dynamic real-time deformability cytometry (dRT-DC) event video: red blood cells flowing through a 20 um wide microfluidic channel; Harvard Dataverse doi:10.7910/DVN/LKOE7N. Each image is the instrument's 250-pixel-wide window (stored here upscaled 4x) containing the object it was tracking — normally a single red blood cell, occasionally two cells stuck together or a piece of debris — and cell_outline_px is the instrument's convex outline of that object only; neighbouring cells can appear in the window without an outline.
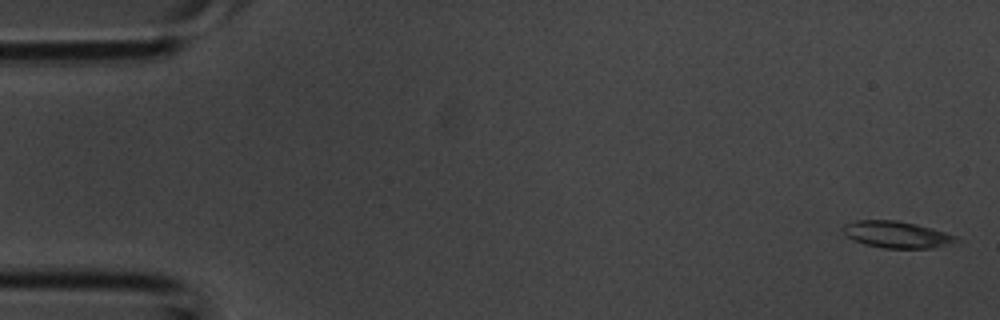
{"species": "common noctule bat (a hibernating species)", "species_latin": "Nyctalus noctula", "temperature_condition": "room temperature", "stored_images_in_passage": 5, "camera_frame_rate_fps": 3000, "um_per_image_px": 0.085, "animal": {"sex": "male", "body_mass_g": 20.1, "forearm_length_mm": 53.5}, "frame": {"image": 1, "passage_image": 1, "time_ms": 0.0, "image_size_px": [1000, 320], "cell_outline_px": [[960, 240], [932, 248], [884, 248], [864, 244], [852, 240], [840, 228], [844, 224], [856, 220], [896, 220], [916, 224], [932, 228], [956, 236]], "centroid_in_image_um": [76.16, 19.93], "position_along_channel_um": 8.8, "area_um2": 17.51}}